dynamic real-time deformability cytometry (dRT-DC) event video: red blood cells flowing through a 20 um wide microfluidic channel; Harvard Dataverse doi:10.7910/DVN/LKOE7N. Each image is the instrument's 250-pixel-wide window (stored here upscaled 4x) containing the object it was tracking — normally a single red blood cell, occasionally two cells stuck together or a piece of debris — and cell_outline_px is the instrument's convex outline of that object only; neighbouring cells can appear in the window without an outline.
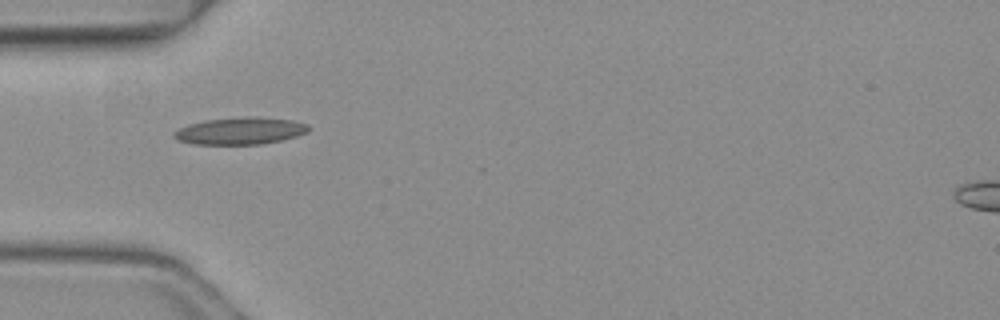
{"species": "common noctule bat (a hibernating species)", "species_latin": "Nyctalus noctula", "temperature_condition": "warm", "stored_images_in_passage": 2, "camera_frame_rate_fps": 3000, "um_per_image_px": 0.085, "animal": {"sex": "female", "body_mass_g": 19.3, "forearm_length_mm": 54.1}, "frame": {"image": 1, "passage_image": 1, "time_ms": 0.0, "image_size_px": [1000, 320], "cell_outline_px": [[308, 132], [296, 136], [280, 140], [260, 144], [196, 144], [176, 140], [172, 136], [172, 132], [188, 124], [204, 120], [244, 116], [256, 116], [292, 120], [308, 124]], "centroid_in_image_um": [20.38, 11.11], "position_along_channel_um": 64.6, "area_um2": 21.33}}
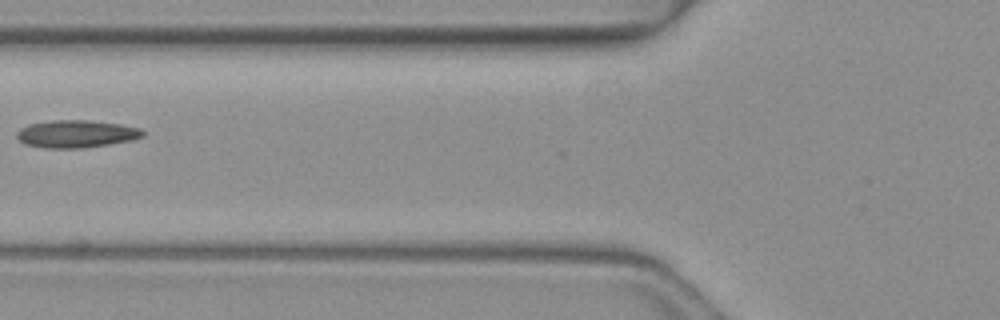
{"frame": {"image": 2, "passage_image": 2, "time_ms": 0.333, "image_size_px": [1000, 320], "cell_outline_px": [[144, 136], [132, 140], [108, 144], [80, 148], [44, 148], [24, 144], [16, 136], [16, 132], [20, 128], [28, 124], [52, 120], [88, 120], [120, 124], [140, 128], [144, 132]], "centroid_in_image_um": [6.46, 11.37], "position_along_channel_um": 119.3, "area_um2": 20.23}}